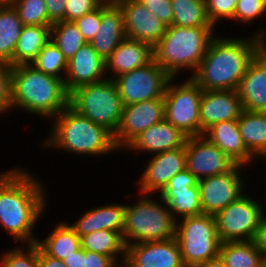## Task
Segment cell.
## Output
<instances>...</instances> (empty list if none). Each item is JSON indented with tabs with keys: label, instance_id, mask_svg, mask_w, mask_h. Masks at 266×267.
Listing matches in <instances>:
<instances>
[{
	"label": "cell",
	"instance_id": "cell-35",
	"mask_svg": "<svg viewBox=\"0 0 266 267\" xmlns=\"http://www.w3.org/2000/svg\"><path fill=\"white\" fill-rule=\"evenodd\" d=\"M31 65L40 72L57 77L64 81L65 77H63V75L61 76L62 73H60V71L62 72L64 70L66 74L68 60L57 45L50 40L39 52L38 56Z\"/></svg>",
	"mask_w": 266,
	"mask_h": 267
},
{
	"label": "cell",
	"instance_id": "cell-16",
	"mask_svg": "<svg viewBox=\"0 0 266 267\" xmlns=\"http://www.w3.org/2000/svg\"><path fill=\"white\" fill-rule=\"evenodd\" d=\"M121 8L126 38L154 47L166 32L167 25L138 0H114Z\"/></svg>",
	"mask_w": 266,
	"mask_h": 267
},
{
	"label": "cell",
	"instance_id": "cell-40",
	"mask_svg": "<svg viewBox=\"0 0 266 267\" xmlns=\"http://www.w3.org/2000/svg\"><path fill=\"white\" fill-rule=\"evenodd\" d=\"M106 0H67L65 21L74 22L83 15L94 11Z\"/></svg>",
	"mask_w": 266,
	"mask_h": 267
},
{
	"label": "cell",
	"instance_id": "cell-50",
	"mask_svg": "<svg viewBox=\"0 0 266 267\" xmlns=\"http://www.w3.org/2000/svg\"><path fill=\"white\" fill-rule=\"evenodd\" d=\"M193 267H225L223 261L220 259V257H216L211 260H207L205 262L199 263Z\"/></svg>",
	"mask_w": 266,
	"mask_h": 267
},
{
	"label": "cell",
	"instance_id": "cell-14",
	"mask_svg": "<svg viewBox=\"0 0 266 267\" xmlns=\"http://www.w3.org/2000/svg\"><path fill=\"white\" fill-rule=\"evenodd\" d=\"M185 151L186 169L198 180L224 174L236 165L221 149L203 135L187 137Z\"/></svg>",
	"mask_w": 266,
	"mask_h": 267
},
{
	"label": "cell",
	"instance_id": "cell-39",
	"mask_svg": "<svg viewBox=\"0 0 266 267\" xmlns=\"http://www.w3.org/2000/svg\"><path fill=\"white\" fill-rule=\"evenodd\" d=\"M209 21L214 26L219 19L234 18L238 0H205Z\"/></svg>",
	"mask_w": 266,
	"mask_h": 267
},
{
	"label": "cell",
	"instance_id": "cell-37",
	"mask_svg": "<svg viewBox=\"0 0 266 267\" xmlns=\"http://www.w3.org/2000/svg\"><path fill=\"white\" fill-rule=\"evenodd\" d=\"M28 247V252L22 251L20 248L5 252L2 259H0V267H40L38 261V244H28Z\"/></svg>",
	"mask_w": 266,
	"mask_h": 267
},
{
	"label": "cell",
	"instance_id": "cell-2",
	"mask_svg": "<svg viewBox=\"0 0 266 267\" xmlns=\"http://www.w3.org/2000/svg\"><path fill=\"white\" fill-rule=\"evenodd\" d=\"M21 169L0 174V223L15 241L37 243L32 228L46 205L43 185Z\"/></svg>",
	"mask_w": 266,
	"mask_h": 267
},
{
	"label": "cell",
	"instance_id": "cell-51",
	"mask_svg": "<svg viewBox=\"0 0 266 267\" xmlns=\"http://www.w3.org/2000/svg\"><path fill=\"white\" fill-rule=\"evenodd\" d=\"M15 3V0H0V7H11Z\"/></svg>",
	"mask_w": 266,
	"mask_h": 267
},
{
	"label": "cell",
	"instance_id": "cell-33",
	"mask_svg": "<svg viewBox=\"0 0 266 267\" xmlns=\"http://www.w3.org/2000/svg\"><path fill=\"white\" fill-rule=\"evenodd\" d=\"M172 25L180 27L213 26L206 12L205 0H171Z\"/></svg>",
	"mask_w": 266,
	"mask_h": 267
},
{
	"label": "cell",
	"instance_id": "cell-25",
	"mask_svg": "<svg viewBox=\"0 0 266 267\" xmlns=\"http://www.w3.org/2000/svg\"><path fill=\"white\" fill-rule=\"evenodd\" d=\"M125 208L126 205L121 204H109L95 208L85 212L78 221L70 225L80 237L99 230L122 233Z\"/></svg>",
	"mask_w": 266,
	"mask_h": 267
},
{
	"label": "cell",
	"instance_id": "cell-36",
	"mask_svg": "<svg viewBox=\"0 0 266 267\" xmlns=\"http://www.w3.org/2000/svg\"><path fill=\"white\" fill-rule=\"evenodd\" d=\"M13 7L23 25L48 26L45 0H15Z\"/></svg>",
	"mask_w": 266,
	"mask_h": 267
},
{
	"label": "cell",
	"instance_id": "cell-7",
	"mask_svg": "<svg viewBox=\"0 0 266 267\" xmlns=\"http://www.w3.org/2000/svg\"><path fill=\"white\" fill-rule=\"evenodd\" d=\"M175 235L176 220L163 204L143 196L134 206L126 205L122 232L126 246L173 239Z\"/></svg>",
	"mask_w": 266,
	"mask_h": 267
},
{
	"label": "cell",
	"instance_id": "cell-4",
	"mask_svg": "<svg viewBox=\"0 0 266 267\" xmlns=\"http://www.w3.org/2000/svg\"><path fill=\"white\" fill-rule=\"evenodd\" d=\"M214 26H167L160 41L153 47L154 61L171 77L183 68L198 69L211 40Z\"/></svg>",
	"mask_w": 266,
	"mask_h": 267
},
{
	"label": "cell",
	"instance_id": "cell-3",
	"mask_svg": "<svg viewBox=\"0 0 266 267\" xmlns=\"http://www.w3.org/2000/svg\"><path fill=\"white\" fill-rule=\"evenodd\" d=\"M12 108L52 119L69 105L64 81L36 70L32 65L11 67Z\"/></svg>",
	"mask_w": 266,
	"mask_h": 267
},
{
	"label": "cell",
	"instance_id": "cell-11",
	"mask_svg": "<svg viewBox=\"0 0 266 267\" xmlns=\"http://www.w3.org/2000/svg\"><path fill=\"white\" fill-rule=\"evenodd\" d=\"M171 78L154 59L145 66L112 77L124 106L164 98Z\"/></svg>",
	"mask_w": 266,
	"mask_h": 267
},
{
	"label": "cell",
	"instance_id": "cell-12",
	"mask_svg": "<svg viewBox=\"0 0 266 267\" xmlns=\"http://www.w3.org/2000/svg\"><path fill=\"white\" fill-rule=\"evenodd\" d=\"M243 165L236 164L230 171L198 180L201 206L204 214L216 215L230 203L238 200L243 192L240 175Z\"/></svg>",
	"mask_w": 266,
	"mask_h": 267
},
{
	"label": "cell",
	"instance_id": "cell-10",
	"mask_svg": "<svg viewBox=\"0 0 266 267\" xmlns=\"http://www.w3.org/2000/svg\"><path fill=\"white\" fill-rule=\"evenodd\" d=\"M261 206L244 194L218 212L215 219L221 243L252 241L264 215Z\"/></svg>",
	"mask_w": 266,
	"mask_h": 267
},
{
	"label": "cell",
	"instance_id": "cell-5",
	"mask_svg": "<svg viewBox=\"0 0 266 267\" xmlns=\"http://www.w3.org/2000/svg\"><path fill=\"white\" fill-rule=\"evenodd\" d=\"M54 119L50 138L44 142L45 147L54 146L71 153L96 156L118 149L110 131L80 115L69 105Z\"/></svg>",
	"mask_w": 266,
	"mask_h": 267
},
{
	"label": "cell",
	"instance_id": "cell-49",
	"mask_svg": "<svg viewBox=\"0 0 266 267\" xmlns=\"http://www.w3.org/2000/svg\"><path fill=\"white\" fill-rule=\"evenodd\" d=\"M63 263L67 267H84V249L80 248L70 256L65 257Z\"/></svg>",
	"mask_w": 266,
	"mask_h": 267
},
{
	"label": "cell",
	"instance_id": "cell-34",
	"mask_svg": "<svg viewBox=\"0 0 266 267\" xmlns=\"http://www.w3.org/2000/svg\"><path fill=\"white\" fill-rule=\"evenodd\" d=\"M51 40L69 61L87 43L74 22L58 21L51 25Z\"/></svg>",
	"mask_w": 266,
	"mask_h": 267
},
{
	"label": "cell",
	"instance_id": "cell-48",
	"mask_svg": "<svg viewBox=\"0 0 266 267\" xmlns=\"http://www.w3.org/2000/svg\"><path fill=\"white\" fill-rule=\"evenodd\" d=\"M38 261L40 267H67L63 260L53 258L47 255L39 246H38Z\"/></svg>",
	"mask_w": 266,
	"mask_h": 267
},
{
	"label": "cell",
	"instance_id": "cell-41",
	"mask_svg": "<svg viewBox=\"0 0 266 267\" xmlns=\"http://www.w3.org/2000/svg\"><path fill=\"white\" fill-rule=\"evenodd\" d=\"M87 43L94 38L101 24V6L74 21Z\"/></svg>",
	"mask_w": 266,
	"mask_h": 267
},
{
	"label": "cell",
	"instance_id": "cell-30",
	"mask_svg": "<svg viewBox=\"0 0 266 267\" xmlns=\"http://www.w3.org/2000/svg\"><path fill=\"white\" fill-rule=\"evenodd\" d=\"M23 26L13 6L0 7V65L12 67L14 50Z\"/></svg>",
	"mask_w": 266,
	"mask_h": 267
},
{
	"label": "cell",
	"instance_id": "cell-26",
	"mask_svg": "<svg viewBox=\"0 0 266 267\" xmlns=\"http://www.w3.org/2000/svg\"><path fill=\"white\" fill-rule=\"evenodd\" d=\"M50 40L51 26L24 25L14 50L12 67L31 65Z\"/></svg>",
	"mask_w": 266,
	"mask_h": 267
},
{
	"label": "cell",
	"instance_id": "cell-19",
	"mask_svg": "<svg viewBox=\"0 0 266 267\" xmlns=\"http://www.w3.org/2000/svg\"><path fill=\"white\" fill-rule=\"evenodd\" d=\"M126 38L123 13L114 0H106L101 5V24L90 41L97 54L106 60Z\"/></svg>",
	"mask_w": 266,
	"mask_h": 267
},
{
	"label": "cell",
	"instance_id": "cell-28",
	"mask_svg": "<svg viewBox=\"0 0 266 267\" xmlns=\"http://www.w3.org/2000/svg\"><path fill=\"white\" fill-rule=\"evenodd\" d=\"M218 256L225 267H266V259L253 241L223 242Z\"/></svg>",
	"mask_w": 266,
	"mask_h": 267
},
{
	"label": "cell",
	"instance_id": "cell-24",
	"mask_svg": "<svg viewBox=\"0 0 266 267\" xmlns=\"http://www.w3.org/2000/svg\"><path fill=\"white\" fill-rule=\"evenodd\" d=\"M154 59L153 47L146 43L125 38L105 60V72L112 69L119 76L149 64Z\"/></svg>",
	"mask_w": 266,
	"mask_h": 267
},
{
	"label": "cell",
	"instance_id": "cell-18",
	"mask_svg": "<svg viewBox=\"0 0 266 267\" xmlns=\"http://www.w3.org/2000/svg\"><path fill=\"white\" fill-rule=\"evenodd\" d=\"M242 111L237 90H203L200 104V136L215 123L237 120Z\"/></svg>",
	"mask_w": 266,
	"mask_h": 267
},
{
	"label": "cell",
	"instance_id": "cell-22",
	"mask_svg": "<svg viewBox=\"0 0 266 267\" xmlns=\"http://www.w3.org/2000/svg\"><path fill=\"white\" fill-rule=\"evenodd\" d=\"M186 140V135L164 119L141 132L126 147L137 151L159 153L183 147Z\"/></svg>",
	"mask_w": 266,
	"mask_h": 267
},
{
	"label": "cell",
	"instance_id": "cell-21",
	"mask_svg": "<svg viewBox=\"0 0 266 267\" xmlns=\"http://www.w3.org/2000/svg\"><path fill=\"white\" fill-rule=\"evenodd\" d=\"M64 84L68 93L74 89L102 81L105 72V60L93 49L90 43L83 45L68 61Z\"/></svg>",
	"mask_w": 266,
	"mask_h": 267
},
{
	"label": "cell",
	"instance_id": "cell-29",
	"mask_svg": "<svg viewBox=\"0 0 266 267\" xmlns=\"http://www.w3.org/2000/svg\"><path fill=\"white\" fill-rule=\"evenodd\" d=\"M38 246L49 256L63 260L81 248V238L68 223H59Z\"/></svg>",
	"mask_w": 266,
	"mask_h": 267
},
{
	"label": "cell",
	"instance_id": "cell-42",
	"mask_svg": "<svg viewBox=\"0 0 266 267\" xmlns=\"http://www.w3.org/2000/svg\"><path fill=\"white\" fill-rule=\"evenodd\" d=\"M12 108V74L11 67L0 65V113Z\"/></svg>",
	"mask_w": 266,
	"mask_h": 267
},
{
	"label": "cell",
	"instance_id": "cell-43",
	"mask_svg": "<svg viewBox=\"0 0 266 267\" xmlns=\"http://www.w3.org/2000/svg\"><path fill=\"white\" fill-rule=\"evenodd\" d=\"M149 11L155 14L167 26L172 25L173 8L171 0H138Z\"/></svg>",
	"mask_w": 266,
	"mask_h": 267
},
{
	"label": "cell",
	"instance_id": "cell-9",
	"mask_svg": "<svg viewBox=\"0 0 266 267\" xmlns=\"http://www.w3.org/2000/svg\"><path fill=\"white\" fill-rule=\"evenodd\" d=\"M172 77L165 91V119L187 137L200 136V104L203 89L190 77L175 85Z\"/></svg>",
	"mask_w": 266,
	"mask_h": 267
},
{
	"label": "cell",
	"instance_id": "cell-27",
	"mask_svg": "<svg viewBox=\"0 0 266 267\" xmlns=\"http://www.w3.org/2000/svg\"><path fill=\"white\" fill-rule=\"evenodd\" d=\"M244 145L256 157L266 150V112L244 110L237 119Z\"/></svg>",
	"mask_w": 266,
	"mask_h": 267
},
{
	"label": "cell",
	"instance_id": "cell-53",
	"mask_svg": "<svg viewBox=\"0 0 266 267\" xmlns=\"http://www.w3.org/2000/svg\"><path fill=\"white\" fill-rule=\"evenodd\" d=\"M264 48L266 49V39H264Z\"/></svg>",
	"mask_w": 266,
	"mask_h": 267
},
{
	"label": "cell",
	"instance_id": "cell-32",
	"mask_svg": "<svg viewBox=\"0 0 266 267\" xmlns=\"http://www.w3.org/2000/svg\"><path fill=\"white\" fill-rule=\"evenodd\" d=\"M81 248L111 257L116 263L117 254H121L125 261L126 244L121 232L99 230L81 236Z\"/></svg>",
	"mask_w": 266,
	"mask_h": 267
},
{
	"label": "cell",
	"instance_id": "cell-6",
	"mask_svg": "<svg viewBox=\"0 0 266 267\" xmlns=\"http://www.w3.org/2000/svg\"><path fill=\"white\" fill-rule=\"evenodd\" d=\"M69 106L93 123L116 133L124 109L118 88L111 78L78 87L69 93Z\"/></svg>",
	"mask_w": 266,
	"mask_h": 267
},
{
	"label": "cell",
	"instance_id": "cell-17",
	"mask_svg": "<svg viewBox=\"0 0 266 267\" xmlns=\"http://www.w3.org/2000/svg\"><path fill=\"white\" fill-rule=\"evenodd\" d=\"M185 145L180 148L156 153L140 178V192L149 194L162 191L177 173L186 169Z\"/></svg>",
	"mask_w": 266,
	"mask_h": 267
},
{
	"label": "cell",
	"instance_id": "cell-47",
	"mask_svg": "<svg viewBox=\"0 0 266 267\" xmlns=\"http://www.w3.org/2000/svg\"><path fill=\"white\" fill-rule=\"evenodd\" d=\"M266 259V216L263 215L259 227L252 240Z\"/></svg>",
	"mask_w": 266,
	"mask_h": 267
},
{
	"label": "cell",
	"instance_id": "cell-1",
	"mask_svg": "<svg viewBox=\"0 0 266 267\" xmlns=\"http://www.w3.org/2000/svg\"><path fill=\"white\" fill-rule=\"evenodd\" d=\"M264 33L248 40L215 36L191 78L203 90H238L249 63L264 47Z\"/></svg>",
	"mask_w": 266,
	"mask_h": 267
},
{
	"label": "cell",
	"instance_id": "cell-13",
	"mask_svg": "<svg viewBox=\"0 0 266 267\" xmlns=\"http://www.w3.org/2000/svg\"><path fill=\"white\" fill-rule=\"evenodd\" d=\"M164 119V98L124 106L119 127L113 135L116 147L125 148L141 132Z\"/></svg>",
	"mask_w": 266,
	"mask_h": 267
},
{
	"label": "cell",
	"instance_id": "cell-46",
	"mask_svg": "<svg viewBox=\"0 0 266 267\" xmlns=\"http://www.w3.org/2000/svg\"><path fill=\"white\" fill-rule=\"evenodd\" d=\"M117 265L109 256L84 250V267H118Z\"/></svg>",
	"mask_w": 266,
	"mask_h": 267
},
{
	"label": "cell",
	"instance_id": "cell-15",
	"mask_svg": "<svg viewBox=\"0 0 266 267\" xmlns=\"http://www.w3.org/2000/svg\"><path fill=\"white\" fill-rule=\"evenodd\" d=\"M121 264V267H186L175 237L127 245Z\"/></svg>",
	"mask_w": 266,
	"mask_h": 267
},
{
	"label": "cell",
	"instance_id": "cell-45",
	"mask_svg": "<svg viewBox=\"0 0 266 267\" xmlns=\"http://www.w3.org/2000/svg\"><path fill=\"white\" fill-rule=\"evenodd\" d=\"M67 0H45L48 12V26L58 21H65Z\"/></svg>",
	"mask_w": 266,
	"mask_h": 267
},
{
	"label": "cell",
	"instance_id": "cell-52",
	"mask_svg": "<svg viewBox=\"0 0 266 267\" xmlns=\"http://www.w3.org/2000/svg\"><path fill=\"white\" fill-rule=\"evenodd\" d=\"M262 157H266V150L263 152V154L261 155Z\"/></svg>",
	"mask_w": 266,
	"mask_h": 267
},
{
	"label": "cell",
	"instance_id": "cell-23",
	"mask_svg": "<svg viewBox=\"0 0 266 267\" xmlns=\"http://www.w3.org/2000/svg\"><path fill=\"white\" fill-rule=\"evenodd\" d=\"M203 136L236 164L245 166L254 158L244 145L237 120L215 123L204 132Z\"/></svg>",
	"mask_w": 266,
	"mask_h": 267
},
{
	"label": "cell",
	"instance_id": "cell-8",
	"mask_svg": "<svg viewBox=\"0 0 266 267\" xmlns=\"http://www.w3.org/2000/svg\"><path fill=\"white\" fill-rule=\"evenodd\" d=\"M181 221H176L175 238L186 267L218 257L221 241L214 215L203 213L184 217Z\"/></svg>",
	"mask_w": 266,
	"mask_h": 267
},
{
	"label": "cell",
	"instance_id": "cell-38",
	"mask_svg": "<svg viewBox=\"0 0 266 267\" xmlns=\"http://www.w3.org/2000/svg\"><path fill=\"white\" fill-rule=\"evenodd\" d=\"M264 13L266 0H238L233 19L239 20L240 23H249Z\"/></svg>",
	"mask_w": 266,
	"mask_h": 267
},
{
	"label": "cell",
	"instance_id": "cell-31",
	"mask_svg": "<svg viewBox=\"0 0 266 267\" xmlns=\"http://www.w3.org/2000/svg\"><path fill=\"white\" fill-rule=\"evenodd\" d=\"M159 193L164 206L172 212L176 221V215L184 218L203 214L198 183L190 189L162 190Z\"/></svg>",
	"mask_w": 266,
	"mask_h": 267
},
{
	"label": "cell",
	"instance_id": "cell-20",
	"mask_svg": "<svg viewBox=\"0 0 266 267\" xmlns=\"http://www.w3.org/2000/svg\"><path fill=\"white\" fill-rule=\"evenodd\" d=\"M237 91L244 110L266 112V49L264 47L249 63Z\"/></svg>",
	"mask_w": 266,
	"mask_h": 267
},
{
	"label": "cell",
	"instance_id": "cell-44",
	"mask_svg": "<svg viewBox=\"0 0 266 267\" xmlns=\"http://www.w3.org/2000/svg\"><path fill=\"white\" fill-rule=\"evenodd\" d=\"M197 183L198 179L188 169H185L172 177L163 190L190 189Z\"/></svg>",
	"mask_w": 266,
	"mask_h": 267
}]
</instances>
